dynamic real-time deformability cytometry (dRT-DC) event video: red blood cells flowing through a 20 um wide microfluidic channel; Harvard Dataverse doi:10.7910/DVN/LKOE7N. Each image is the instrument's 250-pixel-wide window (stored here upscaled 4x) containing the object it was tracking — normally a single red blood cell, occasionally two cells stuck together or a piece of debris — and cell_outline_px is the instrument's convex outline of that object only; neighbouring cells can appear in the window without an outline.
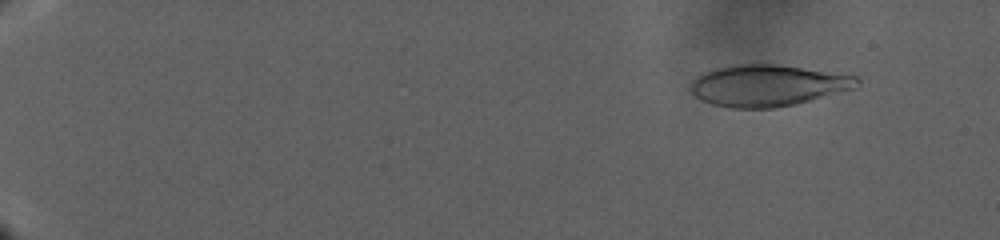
{"species": "human", "species_latin": "Homo sapiens", "temperature_condition": "warm", "stored_images_in_passage": 115, "camera_frame_rate_fps": 3000, "um_per_image_px": 0.085, "donor": {"sex": "male"}, "frame": {"image": 1, "passage_image": 2, "time_ms": 0.333, "image_size_px": [1000, 240], "cell_outline_px": [[860, 84], [856, 88], [792, 104], [772, 108], [732, 108], [712, 104], [700, 100], [692, 92], [692, 80], [700, 72], [712, 68], [732, 64], [756, 60], [856, 76], [860, 80]], "centroid_in_image_um": [65.2, 7.21], "position_along_channel_um": 19.8, "area_um2": 40.98}}
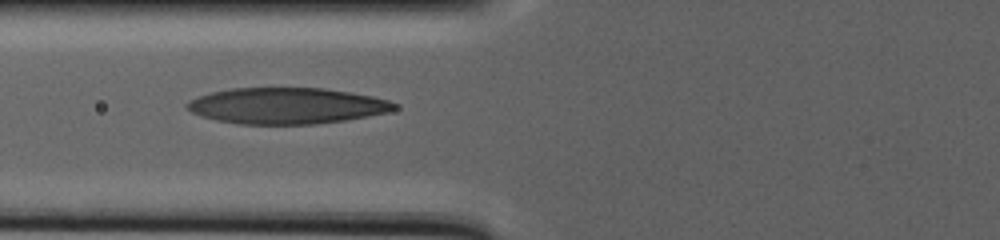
{"frame": {"image": 2, "passage_image": 70, "time_ms": 16.0, "image_size_px": [1000, 240], "cell_outline_px": [[400, 108], [388, 112], [368, 116], [344, 120], [316, 124], [240, 124], [216, 120], [200, 116], [184, 108], [184, 104], [188, 100], [212, 92], [232, 88], [324, 88], [372, 96], [388, 100], [400, 104]], "centroid_in_image_um": [24.37, 8.99], "position_along_channel_um": 101.4, "area_um2": 43.81}}
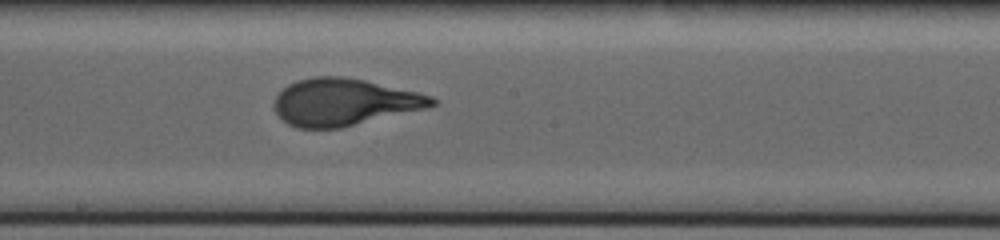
{"frame": {"image": 3, "passage_image": 113, "time_ms": 23.0, "image_size_px": [1000, 240], "cell_outline_px": [[440, 100], [436, 104], [428, 108], [340, 128], [296, 128], [288, 124], [272, 108], [272, 104], [276, 96], [288, 84], [296, 80], [312, 76], [340, 76], [364, 80], [420, 92], [432, 96]], "centroid_in_image_um": [29.26, 8.67], "position_along_channel_um": 218.9, "area_um2": 43.52}}